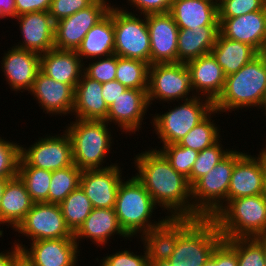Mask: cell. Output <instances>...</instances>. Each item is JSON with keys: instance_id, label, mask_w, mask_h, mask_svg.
<instances>
[{"instance_id": "cell-25", "label": "cell", "mask_w": 266, "mask_h": 266, "mask_svg": "<svg viewBox=\"0 0 266 266\" xmlns=\"http://www.w3.org/2000/svg\"><path fill=\"white\" fill-rule=\"evenodd\" d=\"M120 235L127 240L130 237L121 228L116 216L115 208H93L84 223L74 233V239L79 246V241L89 238L91 242L104 246L113 235ZM127 237V238H126Z\"/></svg>"}, {"instance_id": "cell-32", "label": "cell", "mask_w": 266, "mask_h": 266, "mask_svg": "<svg viewBox=\"0 0 266 266\" xmlns=\"http://www.w3.org/2000/svg\"><path fill=\"white\" fill-rule=\"evenodd\" d=\"M219 26H204L196 29H180L177 41L178 63L209 54L215 45Z\"/></svg>"}, {"instance_id": "cell-37", "label": "cell", "mask_w": 266, "mask_h": 266, "mask_svg": "<svg viewBox=\"0 0 266 266\" xmlns=\"http://www.w3.org/2000/svg\"><path fill=\"white\" fill-rule=\"evenodd\" d=\"M17 176L25 184L34 203H48L52 171L33 166H18Z\"/></svg>"}, {"instance_id": "cell-51", "label": "cell", "mask_w": 266, "mask_h": 266, "mask_svg": "<svg viewBox=\"0 0 266 266\" xmlns=\"http://www.w3.org/2000/svg\"><path fill=\"white\" fill-rule=\"evenodd\" d=\"M14 18L16 17L15 0H0V18Z\"/></svg>"}, {"instance_id": "cell-57", "label": "cell", "mask_w": 266, "mask_h": 266, "mask_svg": "<svg viewBox=\"0 0 266 266\" xmlns=\"http://www.w3.org/2000/svg\"><path fill=\"white\" fill-rule=\"evenodd\" d=\"M9 179H12V178H0V201H1V198H2V196H3L4 187H5V185H6V182H7Z\"/></svg>"}, {"instance_id": "cell-16", "label": "cell", "mask_w": 266, "mask_h": 266, "mask_svg": "<svg viewBox=\"0 0 266 266\" xmlns=\"http://www.w3.org/2000/svg\"><path fill=\"white\" fill-rule=\"evenodd\" d=\"M120 172L118 163L106 169L82 171L80 187L93 208H115L118 188L123 179Z\"/></svg>"}, {"instance_id": "cell-48", "label": "cell", "mask_w": 266, "mask_h": 266, "mask_svg": "<svg viewBox=\"0 0 266 266\" xmlns=\"http://www.w3.org/2000/svg\"><path fill=\"white\" fill-rule=\"evenodd\" d=\"M127 88L117 80L102 83V96L108 107L124 93Z\"/></svg>"}, {"instance_id": "cell-36", "label": "cell", "mask_w": 266, "mask_h": 266, "mask_svg": "<svg viewBox=\"0 0 266 266\" xmlns=\"http://www.w3.org/2000/svg\"><path fill=\"white\" fill-rule=\"evenodd\" d=\"M82 170L75 164L52 171L48 203L60 204L68 194L80 186Z\"/></svg>"}, {"instance_id": "cell-39", "label": "cell", "mask_w": 266, "mask_h": 266, "mask_svg": "<svg viewBox=\"0 0 266 266\" xmlns=\"http://www.w3.org/2000/svg\"><path fill=\"white\" fill-rule=\"evenodd\" d=\"M220 142L221 140L198 153L192 166L190 177L187 179L190 186H192L199 178L207 174L231 151V149L223 150V145H221Z\"/></svg>"}, {"instance_id": "cell-22", "label": "cell", "mask_w": 266, "mask_h": 266, "mask_svg": "<svg viewBox=\"0 0 266 266\" xmlns=\"http://www.w3.org/2000/svg\"><path fill=\"white\" fill-rule=\"evenodd\" d=\"M9 49L11 50L4 53L1 63L7 84L12 91H30L40 70L41 55L15 46Z\"/></svg>"}, {"instance_id": "cell-45", "label": "cell", "mask_w": 266, "mask_h": 266, "mask_svg": "<svg viewBox=\"0 0 266 266\" xmlns=\"http://www.w3.org/2000/svg\"><path fill=\"white\" fill-rule=\"evenodd\" d=\"M143 255H136L134 252L124 250L117 251L116 253L110 254L103 257L100 262V266H148L149 260L147 258L146 251Z\"/></svg>"}, {"instance_id": "cell-29", "label": "cell", "mask_w": 266, "mask_h": 266, "mask_svg": "<svg viewBox=\"0 0 266 266\" xmlns=\"http://www.w3.org/2000/svg\"><path fill=\"white\" fill-rule=\"evenodd\" d=\"M34 202L30 198L25 184L16 176L9 179L4 187L0 201V224H9L13 230L25 218Z\"/></svg>"}, {"instance_id": "cell-43", "label": "cell", "mask_w": 266, "mask_h": 266, "mask_svg": "<svg viewBox=\"0 0 266 266\" xmlns=\"http://www.w3.org/2000/svg\"><path fill=\"white\" fill-rule=\"evenodd\" d=\"M85 66L84 64L83 73L87 77L99 83L113 81L116 78L117 55L98 58L95 62H90L87 67Z\"/></svg>"}, {"instance_id": "cell-52", "label": "cell", "mask_w": 266, "mask_h": 266, "mask_svg": "<svg viewBox=\"0 0 266 266\" xmlns=\"http://www.w3.org/2000/svg\"><path fill=\"white\" fill-rule=\"evenodd\" d=\"M13 244L11 251L8 252L7 250L0 253V266H12L14 257L21 251L15 243Z\"/></svg>"}, {"instance_id": "cell-58", "label": "cell", "mask_w": 266, "mask_h": 266, "mask_svg": "<svg viewBox=\"0 0 266 266\" xmlns=\"http://www.w3.org/2000/svg\"><path fill=\"white\" fill-rule=\"evenodd\" d=\"M265 108V109H264ZM258 109H263L265 112L264 115L266 116V91L264 92V95H263V99L261 101V104L260 106L258 107Z\"/></svg>"}, {"instance_id": "cell-53", "label": "cell", "mask_w": 266, "mask_h": 266, "mask_svg": "<svg viewBox=\"0 0 266 266\" xmlns=\"http://www.w3.org/2000/svg\"><path fill=\"white\" fill-rule=\"evenodd\" d=\"M12 266H35L31 260L20 251L13 259Z\"/></svg>"}, {"instance_id": "cell-49", "label": "cell", "mask_w": 266, "mask_h": 266, "mask_svg": "<svg viewBox=\"0 0 266 266\" xmlns=\"http://www.w3.org/2000/svg\"><path fill=\"white\" fill-rule=\"evenodd\" d=\"M218 266H238L237 253L225 240L218 244Z\"/></svg>"}, {"instance_id": "cell-8", "label": "cell", "mask_w": 266, "mask_h": 266, "mask_svg": "<svg viewBox=\"0 0 266 266\" xmlns=\"http://www.w3.org/2000/svg\"><path fill=\"white\" fill-rule=\"evenodd\" d=\"M173 108L162 115L152 116L155 132L163 145L179 143L214 109V103L208 98L195 95Z\"/></svg>"}, {"instance_id": "cell-19", "label": "cell", "mask_w": 266, "mask_h": 266, "mask_svg": "<svg viewBox=\"0 0 266 266\" xmlns=\"http://www.w3.org/2000/svg\"><path fill=\"white\" fill-rule=\"evenodd\" d=\"M29 93L38 100L43 112L55 116L72 115L75 89L69 84L58 82L39 70Z\"/></svg>"}, {"instance_id": "cell-40", "label": "cell", "mask_w": 266, "mask_h": 266, "mask_svg": "<svg viewBox=\"0 0 266 266\" xmlns=\"http://www.w3.org/2000/svg\"><path fill=\"white\" fill-rule=\"evenodd\" d=\"M170 165L187 179L190 177L192 166L198 156V151L177 144L162 145L158 149Z\"/></svg>"}, {"instance_id": "cell-56", "label": "cell", "mask_w": 266, "mask_h": 266, "mask_svg": "<svg viewBox=\"0 0 266 266\" xmlns=\"http://www.w3.org/2000/svg\"><path fill=\"white\" fill-rule=\"evenodd\" d=\"M259 156L261 157L263 166H264V170H265V179H266V144L265 147L263 148V150L261 149V151L259 152ZM265 195H266V182H265Z\"/></svg>"}, {"instance_id": "cell-9", "label": "cell", "mask_w": 266, "mask_h": 266, "mask_svg": "<svg viewBox=\"0 0 266 266\" xmlns=\"http://www.w3.org/2000/svg\"><path fill=\"white\" fill-rule=\"evenodd\" d=\"M143 18L114 6V54L150 65V34Z\"/></svg>"}, {"instance_id": "cell-33", "label": "cell", "mask_w": 266, "mask_h": 266, "mask_svg": "<svg viewBox=\"0 0 266 266\" xmlns=\"http://www.w3.org/2000/svg\"><path fill=\"white\" fill-rule=\"evenodd\" d=\"M149 64L117 56L116 78L128 89L148 90Z\"/></svg>"}, {"instance_id": "cell-12", "label": "cell", "mask_w": 266, "mask_h": 266, "mask_svg": "<svg viewBox=\"0 0 266 266\" xmlns=\"http://www.w3.org/2000/svg\"><path fill=\"white\" fill-rule=\"evenodd\" d=\"M107 1L95 0L90 6L55 22L54 48L77 50L87 32L109 13L111 3Z\"/></svg>"}, {"instance_id": "cell-2", "label": "cell", "mask_w": 266, "mask_h": 266, "mask_svg": "<svg viewBox=\"0 0 266 266\" xmlns=\"http://www.w3.org/2000/svg\"><path fill=\"white\" fill-rule=\"evenodd\" d=\"M265 91L266 53H260L240 70L226 76L223 92L214 102V109L220 114L243 107L258 109Z\"/></svg>"}, {"instance_id": "cell-17", "label": "cell", "mask_w": 266, "mask_h": 266, "mask_svg": "<svg viewBox=\"0 0 266 266\" xmlns=\"http://www.w3.org/2000/svg\"><path fill=\"white\" fill-rule=\"evenodd\" d=\"M14 243L35 266H75L80 253L74 238L36 240L30 243V249Z\"/></svg>"}, {"instance_id": "cell-18", "label": "cell", "mask_w": 266, "mask_h": 266, "mask_svg": "<svg viewBox=\"0 0 266 266\" xmlns=\"http://www.w3.org/2000/svg\"><path fill=\"white\" fill-rule=\"evenodd\" d=\"M147 91L127 88L109 107L105 121L109 125L111 122L115 123L126 134L127 132L135 134L142 127L140 125L150 106Z\"/></svg>"}, {"instance_id": "cell-1", "label": "cell", "mask_w": 266, "mask_h": 266, "mask_svg": "<svg viewBox=\"0 0 266 266\" xmlns=\"http://www.w3.org/2000/svg\"><path fill=\"white\" fill-rule=\"evenodd\" d=\"M134 164L137 180L145 187L154 202L169 217L200 218L193 209L191 186L187 178L178 173L158 149L137 154ZM171 215V216H170Z\"/></svg>"}, {"instance_id": "cell-55", "label": "cell", "mask_w": 266, "mask_h": 266, "mask_svg": "<svg viewBox=\"0 0 266 266\" xmlns=\"http://www.w3.org/2000/svg\"><path fill=\"white\" fill-rule=\"evenodd\" d=\"M254 238L262 245L263 250H264V258L266 261V233L260 234Z\"/></svg>"}, {"instance_id": "cell-11", "label": "cell", "mask_w": 266, "mask_h": 266, "mask_svg": "<svg viewBox=\"0 0 266 266\" xmlns=\"http://www.w3.org/2000/svg\"><path fill=\"white\" fill-rule=\"evenodd\" d=\"M21 145L18 166H33L44 170L56 171L73 165L72 144L66 130L63 135L39 138L27 149Z\"/></svg>"}, {"instance_id": "cell-26", "label": "cell", "mask_w": 266, "mask_h": 266, "mask_svg": "<svg viewBox=\"0 0 266 266\" xmlns=\"http://www.w3.org/2000/svg\"><path fill=\"white\" fill-rule=\"evenodd\" d=\"M169 13L180 29L219 26L217 0H173Z\"/></svg>"}, {"instance_id": "cell-5", "label": "cell", "mask_w": 266, "mask_h": 266, "mask_svg": "<svg viewBox=\"0 0 266 266\" xmlns=\"http://www.w3.org/2000/svg\"><path fill=\"white\" fill-rule=\"evenodd\" d=\"M123 181L118 188L115 212L121 228L130 238L161 225L169 217L152 222L157 204L151 195L135 176Z\"/></svg>"}, {"instance_id": "cell-10", "label": "cell", "mask_w": 266, "mask_h": 266, "mask_svg": "<svg viewBox=\"0 0 266 266\" xmlns=\"http://www.w3.org/2000/svg\"><path fill=\"white\" fill-rule=\"evenodd\" d=\"M190 91H192V96L188 97ZM147 94L149 105L154 102V99L155 102L156 100L163 102L176 100L178 102L194 97L190 71L186 63L150 65Z\"/></svg>"}, {"instance_id": "cell-3", "label": "cell", "mask_w": 266, "mask_h": 266, "mask_svg": "<svg viewBox=\"0 0 266 266\" xmlns=\"http://www.w3.org/2000/svg\"><path fill=\"white\" fill-rule=\"evenodd\" d=\"M223 239L253 238L266 233V195L228 201L212 217Z\"/></svg>"}, {"instance_id": "cell-24", "label": "cell", "mask_w": 266, "mask_h": 266, "mask_svg": "<svg viewBox=\"0 0 266 266\" xmlns=\"http://www.w3.org/2000/svg\"><path fill=\"white\" fill-rule=\"evenodd\" d=\"M40 70L52 79L75 89L84 71L76 50L51 49L40 56Z\"/></svg>"}, {"instance_id": "cell-6", "label": "cell", "mask_w": 266, "mask_h": 266, "mask_svg": "<svg viewBox=\"0 0 266 266\" xmlns=\"http://www.w3.org/2000/svg\"><path fill=\"white\" fill-rule=\"evenodd\" d=\"M245 153L231 150L207 174L191 186L193 209L201 217H213L228 202V190L235 163Z\"/></svg>"}, {"instance_id": "cell-31", "label": "cell", "mask_w": 266, "mask_h": 266, "mask_svg": "<svg viewBox=\"0 0 266 266\" xmlns=\"http://www.w3.org/2000/svg\"><path fill=\"white\" fill-rule=\"evenodd\" d=\"M210 53L221 66L225 76L237 72L260 54L249 44L227 39L220 33Z\"/></svg>"}, {"instance_id": "cell-21", "label": "cell", "mask_w": 266, "mask_h": 266, "mask_svg": "<svg viewBox=\"0 0 266 266\" xmlns=\"http://www.w3.org/2000/svg\"><path fill=\"white\" fill-rule=\"evenodd\" d=\"M265 170L261 157L245 153L234 165L228 201L239 197L265 194Z\"/></svg>"}, {"instance_id": "cell-44", "label": "cell", "mask_w": 266, "mask_h": 266, "mask_svg": "<svg viewBox=\"0 0 266 266\" xmlns=\"http://www.w3.org/2000/svg\"><path fill=\"white\" fill-rule=\"evenodd\" d=\"M95 0H52L48 13L54 22L90 6Z\"/></svg>"}, {"instance_id": "cell-14", "label": "cell", "mask_w": 266, "mask_h": 266, "mask_svg": "<svg viewBox=\"0 0 266 266\" xmlns=\"http://www.w3.org/2000/svg\"><path fill=\"white\" fill-rule=\"evenodd\" d=\"M146 23L150 34V65L178 63L179 27L173 16L169 12L148 14Z\"/></svg>"}, {"instance_id": "cell-7", "label": "cell", "mask_w": 266, "mask_h": 266, "mask_svg": "<svg viewBox=\"0 0 266 266\" xmlns=\"http://www.w3.org/2000/svg\"><path fill=\"white\" fill-rule=\"evenodd\" d=\"M222 240L212 217H178V240L168 261L208 260Z\"/></svg>"}, {"instance_id": "cell-13", "label": "cell", "mask_w": 266, "mask_h": 266, "mask_svg": "<svg viewBox=\"0 0 266 266\" xmlns=\"http://www.w3.org/2000/svg\"><path fill=\"white\" fill-rule=\"evenodd\" d=\"M31 241L74 238L67 226L59 204L34 203L25 218L14 229ZM30 237V238H29Z\"/></svg>"}, {"instance_id": "cell-35", "label": "cell", "mask_w": 266, "mask_h": 266, "mask_svg": "<svg viewBox=\"0 0 266 266\" xmlns=\"http://www.w3.org/2000/svg\"><path fill=\"white\" fill-rule=\"evenodd\" d=\"M218 113L220 114L218 110L213 109L200 123L190 130L178 144L201 152L218 142L221 137L219 134L220 131L211 117L212 114L215 115Z\"/></svg>"}, {"instance_id": "cell-50", "label": "cell", "mask_w": 266, "mask_h": 266, "mask_svg": "<svg viewBox=\"0 0 266 266\" xmlns=\"http://www.w3.org/2000/svg\"><path fill=\"white\" fill-rule=\"evenodd\" d=\"M207 260H190V259H185L184 261L182 260L181 262L179 261H149L148 266H203Z\"/></svg>"}, {"instance_id": "cell-42", "label": "cell", "mask_w": 266, "mask_h": 266, "mask_svg": "<svg viewBox=\"0 0 266 266\" xmlns=\"http://www.w3.org/2000/svg\"><path fill=\"white\" fill-rule=\"evenodd\" d=\"M218 17H238L263 10L266 0H217Z\"/></svg>"}, {"instance_id": "cell-30", "label": "cell", "mask_w": 266, "mask_h": 266, "mask_svg": "<svg viewBox=\"0 0 266 266\" xmlns=\"http://www.w3.org/2000/svg\"><path fill=\"white\" fill-rule=\"evenodd\" d=\"M140 236L149 261L168 260L178 240V217H168L161 225Z\"/></svg>"}, {"instance_id": "cell-47", "label": "cell", "mask_w": 266, "mask_h": 266, "mask_svg": "<svg viewBox=\"0 0 266 266\" xmlns=\"http://www.w3.org/2000/svg\"><path fill=\"white\" fill-rule=\"evenodd\" d=\"M52 0H15L16 17L22 14L48 12Z\"/></svg>"}, {"instance_id": "cell-46", "label": "cell", "mask_w": 266, "mask_h": 266, "mask_svg": "<svg viewBox=\"0 0 266 266\" xmlns=\"http://www.w3.org/2000/svg\"><path fill=\"white\" fill-rule=\"evenodd\" d=\"M173 0H128L130 8L136 7V10H140L139 17L148 14L168 13L171 9ZM143 14V15H141Z\"/></svg>"}, {"instance_id": "cell-28", "label": "cell", "mask_w": 266, "mask_h": 266, "mask_svg": "<svg viewBox=\"0 0 266 266\" xmlns=\"http://www.w3.org/2000/svg\"><path fill=\"white\" fill-rule=\"evenodd\" d=\"M76 52L82 61L114 54V5L109 13L87 32Z\"/></svg>"}, {"instance_id": "cell-34", "label": "cell", "mask_w": 266, "mask_h": 266, "mask_svg": "<svg viewBox=\"0 0 266 266\" xmlns=\"http://www.w3.org/2000/svg\"><path fill=\"white\" fill-rule=\"evenodd\" d=\"M67 226L75 233L92 212V204L79 186L59 204Z\"/></svg>"}, {"instance_id": "cell-38", "label": "cell", "mask_w": 266, "mask_h": 266, "mask_svg": "<svg viewBox=\"0 0 266 266\" xmlns=\"http://www.w3.org/2000/svg\"><path fill=\"white\" fill-rule=\"evenodd\" d=\"M223 240L236 251L238 266H266L263 247L254 237Z\"/></svg>"}, {"instance_id": "cell-4", "label": "cell", "mask_w": 266, "mask_h": 266, "mask_svg": "<svg viewBox=\"0 0 266 266\" xmlns=\"http://www.w3.org/2000/svg\"><path fill=\"white\" fill-rule=\"evenodd\" d=\"M66 129L71 144L73 163L80 170L106 169L105 158L112 148V135L105 120L76 119Z\"/></svg>"}, {"instance_id": "cell-41", "label": "cell", "mask_w": 266, "mask_h": 266, "mask_svg": "<svg viewBox=\"0 0 266 266\" xmlns=\"http://www.w3.org/2000/svg\"><path fill=\"white\" fill-rule=\"evenodd\" d=\"M21 146L0 137V178H15L18 173Z\"/></svg>"}, {"instance_id": "cell-54", "label": "cell", "mask_w": 266, "mask_h": 266, "mask_svg": "<svg viewBox=\"0 0 266 266\" xmlns=\"http://www.w3.org/2000/svg\"><path fill=\"white\" fill-rule=\"evenodd\" d=\"M203 266H218V245L215 247L211 257L207 260V262Z\"/></svg>"}, {"instance_id": "cell-27", "label": "cell", "mask_w": 266, "mask_h": 266, "mask_svg": "<svg viewBox=\"0 0 266 266\" xmlns=\"http://www.w3.org/2000/svg\"><path fill=\"white\" fill-rule=\"evenodd\" d=\"M108 110L102 96V83L83 73L75 86L73 115L82 120H105Z\"/></svg>"}, {"instance_id": "cell-23", "label": "cell", "mask_w": 266, "mask_h": 266, "mask_svg": "<svg viewBox=\"0 0 266 266\" xmlns=\"http://www.w3.org/2000/svg\"><path fill=\"white\" fill-rule=\"evenodd\" d=\"M190 71L191 87L196 96L210 99L213 103L222 94L226 76L211 53L186 63ZM201 94H200V93Z\"/></svg>"}, {"instance_id": "cell-15", "label": "cell", "mask_w": 266, "mask_h": 266, "mask_svg": "<svg viewBox=\"0 0 266 266\" xmlns=\"http://www.w3.org/2000/svg\"><path fill=\"white\" fill-rule=\"evenodd\" d=\"M219 33L266 53V7L238 17H218Z\"/></svg>"}, {"instance_id": "cell-20", "label": "cell", "mask_w": 266, "mask_h": 266, "mask_svg": "<svg viewBox=\"0 0 266 266\" xmlns=\"http://www.w3.org/2000/svg\"><path fill=\"white\" fill-rule=\"evenodd\" d=\"M15 18L18 20L23 37V41L18 42L15 47L40 55L54 48L55 22L48 12H31Z\"/></svg>"}]
</instances>
